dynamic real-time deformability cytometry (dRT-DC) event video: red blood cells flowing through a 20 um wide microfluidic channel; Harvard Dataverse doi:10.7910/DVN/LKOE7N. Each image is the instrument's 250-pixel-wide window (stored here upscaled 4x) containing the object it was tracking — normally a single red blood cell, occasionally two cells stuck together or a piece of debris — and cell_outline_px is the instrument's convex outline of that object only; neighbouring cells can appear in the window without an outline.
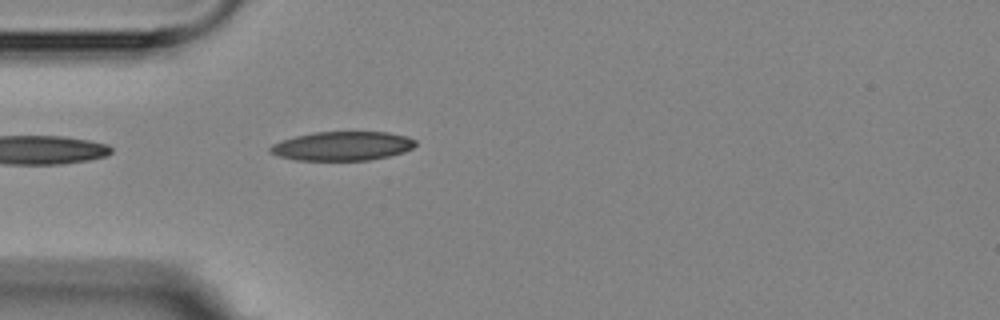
{"species": "Egyptian fruit bat (a non-hibernating species)", "species_latin": "Rousettus aegyptiacus", "temperature_condition": "room temperature", "stored_images_in_passage": 4, "camera_frame_rate_fps": 3000, "um_per_image_px": 0.085, "animal": {"sex": "female"}, "frame": {"image": 1, "passage_image": 4, "time_ms": 3.333, "image_size_px": [1000, 320], "cell_outline_px": [[416, 144], [412, 148], [404, 152], [372, 160], [296, 160], [280, 156], [268, 152], [268, 148], [272, 144], [296, 136], [312, 132], [388, 132], [404, 136], [416, 140]], "centroid_in_image_um": [29.09, 12.41], "position_along_channel_um": 55.9, "area_um2": 24.51}}